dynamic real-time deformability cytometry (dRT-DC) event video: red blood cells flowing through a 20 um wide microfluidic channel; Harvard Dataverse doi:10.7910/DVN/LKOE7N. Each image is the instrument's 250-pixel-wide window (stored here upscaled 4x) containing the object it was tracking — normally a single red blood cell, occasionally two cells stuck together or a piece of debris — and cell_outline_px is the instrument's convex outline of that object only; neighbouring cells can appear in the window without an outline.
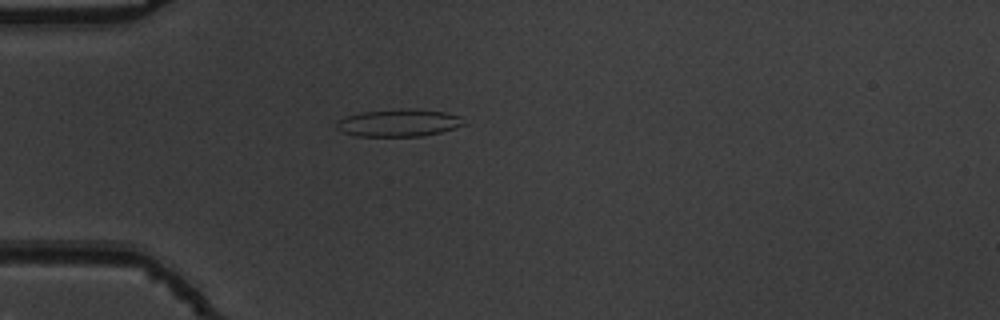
{"species": "common noctule bat (a hibernating species)", "species_latin": "Nyctalus noctula", "temperature_condition": "warm", "stored_images_in_passage": 54, "camera_frame_rate_fps": 3000, "um_per_image_px": 0.085, "animal": {"sex": "male", "body_mass_g": 19.5, "forearm_length_mm": 54.6}, "frame": {"image": 1, "passage_image": 16, "time_ms": 5.0, "image_size_px": [1000, 320], "cell_outline_px": [[464, 124], [456, 128], [440, 132], [420, 136], [356, 136], [344, 132], [336, 128], [336, 120], [360, 112], [400, 108], [408, 108], [444, 112], [460, 116]], "centroid_in_image_um": [33.86, 10.43], "position_along_channel_um": 51.1, "area_um2": 20.29}}
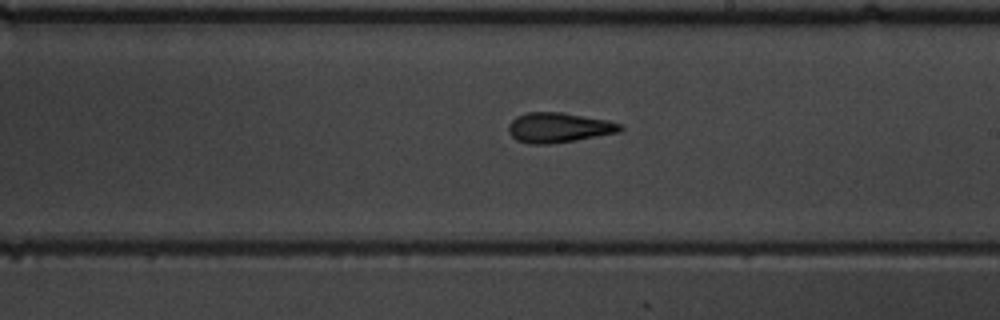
{"frame": {"image": 2, "passage_image": 32, "time_ms": 10.333, "image_size_px": [1000, 320], "cell_outline_px": [[624, 128], [620, 132], [548, 144], [528, 144], [516, 140], [508, 132], [508, 124], [516, 116], [528, 112], [560, 112], [608, 120], [620, 124]], "centroid_in_image_um": [47.45, 10.84], "position_along_channel_um": 241.6, "area_um2": 19.36}}
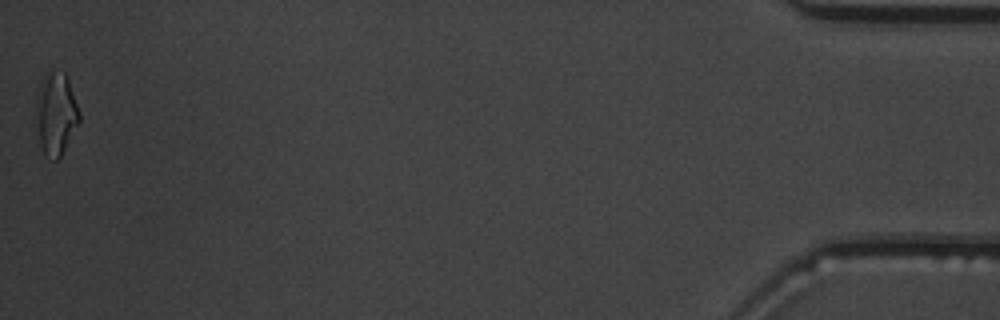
{"frame": {"image": 3, "passage_image": 54, "time_ms": 17.667, "image_size_px": [1000, 320], "cell_outline_px": [[80, 120], [60, 156], [56, 160], [44, 152], [40, 144], [36, 112], [36, 96], [40, 84], [48, 68], [52, 68], [64, 72], [68, 80], [80, 112]], "centroid_in_image_um": [4.75, 9.57], "position_along_channel_um": 430.4, "area_um2": 20.46}, "authors_computed_cell_mechanics": {"area_um2": 19.652, "velocity_mm_per_s": 3.8203, "shape_relaxation_time_tau1_ms": null, "shape_relaxation_time_tau2_ms": 2.5671, "deformation_change_tau1": null, "deformation_change_tau2": 0.1253}}